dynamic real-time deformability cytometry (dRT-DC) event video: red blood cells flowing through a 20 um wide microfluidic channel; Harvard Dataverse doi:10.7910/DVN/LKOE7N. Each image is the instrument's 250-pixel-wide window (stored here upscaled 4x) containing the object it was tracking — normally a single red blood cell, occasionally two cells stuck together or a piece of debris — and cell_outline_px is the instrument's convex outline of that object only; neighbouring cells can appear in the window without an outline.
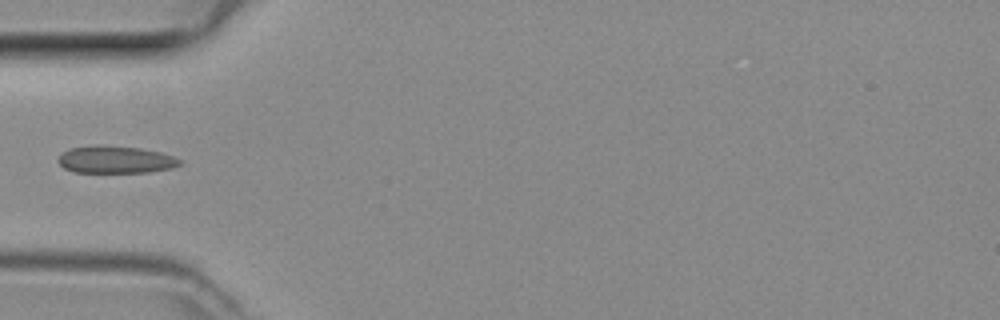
{"species": "common noctule bat (a hibernating species)", "species_latin": "Nyctalus noctula", "temperature_condition": "room temperature", "stored_images_in_passage": 33, "camera_frame_rate_fps": 3000, "um_per_image_px": 0.085, "animal": {"sex": "female", "body_mass_g": 29.2, "forearm_length_mm": 56.3}, "frame": {"image": 1, "passage_image": 1, "time_ms": 0.0, "image_size_px": [1000, 320], "cell_outline_px": [[180, 164], [172, 168], [148, 172], [72, 172], [64, 168], [56, 160], [60, 152], [68, 148], [104, 144], [140, 148], [160, 152], [172, 156], [180, 160]], "centroid_in_image_um": [9.74, 13.55], "position_along_channel_um": 75.3, "area_um2": 19.54}}
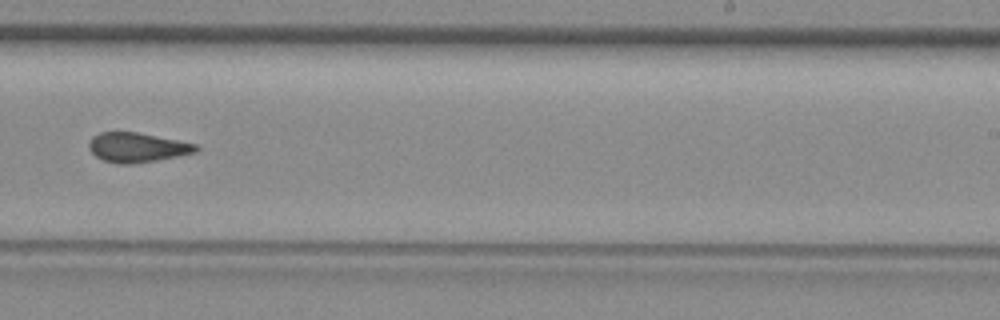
{"frame": {"image": 2, "passage_image": 15, "time_ms": 4.667, "image_size_px": [1000, 320], "cell_outline_px": [[200, 148], [196, 152], [156, 160], [132, 164], [120, 164], [104, 160], [96, 156], [88, 148], [88, 144], [92, 136], [100, 132], [136, 132], [196, 144]], "centroid_in_image_um": [11.62, 12.53], "position_along_channel_um": 277.4, "area_um2": 18.21}}
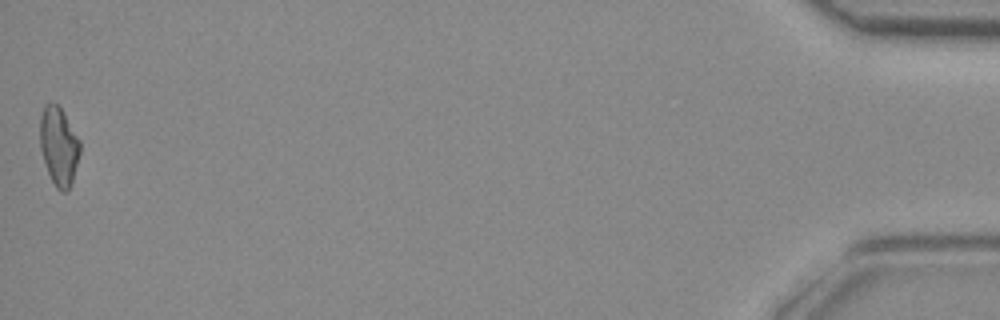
{"frame": {"image": 3, "passage_image": 33, "time_ms": 10.667, "image_size_px": [1000, 320], "cell_outline_px": [[80, 152], [72, 180], [68, 188], [64, 192], [60, 192], [56, 188], [48, 172], [40, 148], [40, 116], [44, 104], [56, 104], [60, 108], [80, 140]], "centroid_in_image_um": [4.98, 12.42], "position_along_channel_um": 430.2, "area_um2": 17.92}}